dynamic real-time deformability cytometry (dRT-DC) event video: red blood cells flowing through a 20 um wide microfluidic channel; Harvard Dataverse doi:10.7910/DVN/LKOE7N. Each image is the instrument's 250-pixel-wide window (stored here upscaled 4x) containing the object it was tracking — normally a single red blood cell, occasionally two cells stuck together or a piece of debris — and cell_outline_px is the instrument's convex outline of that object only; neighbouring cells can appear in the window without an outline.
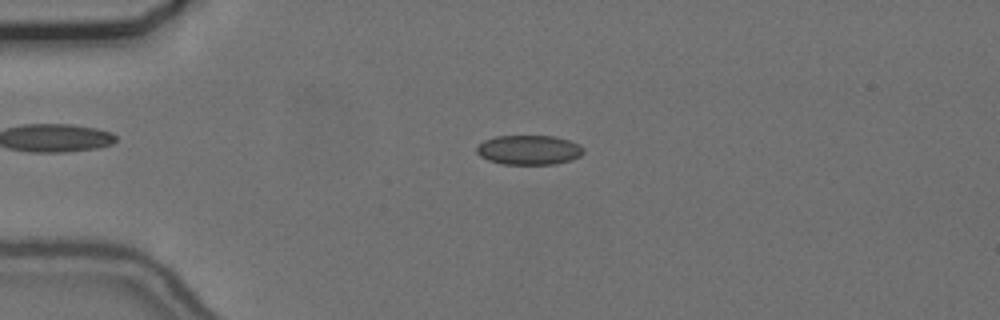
{"species": "common noctule bat (a hibernating species)", "species_latin": "Nyctalus noctula", "temperature_condition": "cold", "stored_images_in_passage": 55, "camera_frame_rate_fps": 3000, "um_per_image_px": 0.085, "animal": {"sex": "female", "body_mass_g": 24.6, "forearm_length_mm": 56.2}, "frame": {"image": 1, "passage_image": 13, "time_ms": 4.0, "image_size_px": [1000, 320], "cell_outline_px": [[584, 152], [580, 156], [572, 160], [556, 164], [504, 164], [488, 160], [480, 156], [476, 152], [476, 148], [484, 140], [496, 136], [556, 136], [580, 144], [584, 148]], "centroid_in_image_um": [44.99, 12.74], "position_along_channel_um": 40.0, "area_um2": 18.5}}
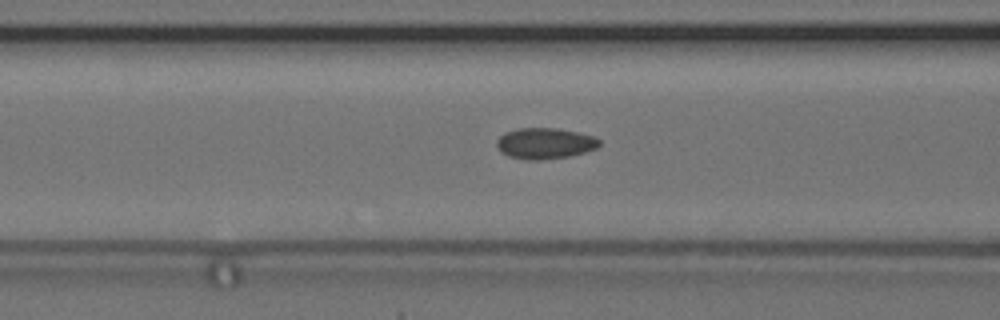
{"frame": {"image": 2, "passage_image": 22, "time_ms": 7.0, "image_size_px": [1000, 320], "cell_outline_px": [[600, 144], [596, 148], [584, 152], [568, 156], [540, 160], [528, 160], [508, 156], [500, 152], [496, 144], [496, 140], [504, 132], [516, 128], [556, 128], [580, 132], [592, 136], [600, 140]], "centroid_in_image_um": [46.28, 12.18], "position_along_channel_um": 120.3, "area_um2": 18.61}}
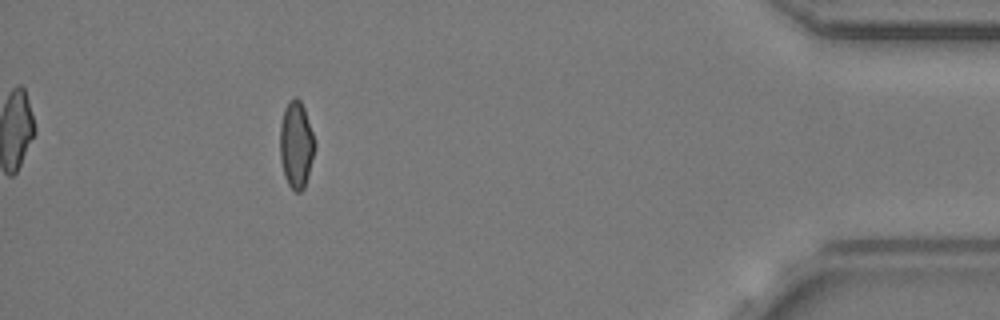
{"frame": {"image": 3, "passage_image": 50, "time_ms": 16.333, "image_size_px": [1000, 320], "cell_outline_px": [[316, 144], [308, 176], [304, 188], [300, 192], [296, 192], [288, 184], [284, 176], [280, 160], [280, 124], [284, 108], [288, 100], [292, 96], [296, 96], [300, 100], [304, 108]], "centroid_in_image_um": [25.16, 12.27], "position_along_channel_um": 410.0, "area_um2": 17.74}, "authors_computed_cell_mechanics": {"area_um2": 18.0914, "velocity_mm_per_s": 3.6992, "shape_relaxation_time_tau1_ms": null, "shape_relaxation_time_tau2_ms": 1.6502, "deformation_change_tau1": null, "deformation_change_tau2": 0.0499}}